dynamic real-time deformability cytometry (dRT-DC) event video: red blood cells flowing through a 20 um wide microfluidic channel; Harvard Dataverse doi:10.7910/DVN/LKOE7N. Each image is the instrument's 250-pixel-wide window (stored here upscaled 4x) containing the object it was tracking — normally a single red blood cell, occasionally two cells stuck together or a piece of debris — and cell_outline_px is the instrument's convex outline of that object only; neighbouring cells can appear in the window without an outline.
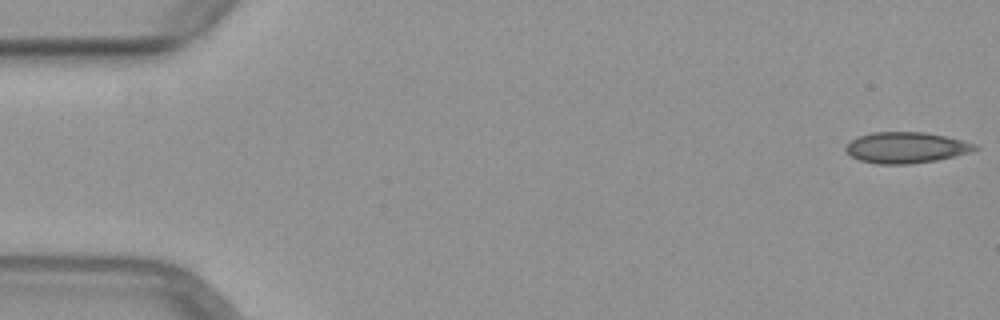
{"species": "common noctule bat (a hibernating species)", "species_latin": "Nyctalus noctula", "temperature_condition": "warm", "stored_images_in_passage": 50, "camera_frame_rate_fps": 3000, "um_per_image_px": 0.085, "animal": {"sex": "female", "body_mass_g": 29.2, "forearm_length_mm": 56.3}, "frame": {"image": 1, "passage_image": 1, "time_ms": 0.0, "image_size_px": [1000, 320], "cell_outline_px": [[980, 148], [968, 152], [936, 160], [908, 164], [876, 164], [860, 160], [852, 156], [844, 148], [852, 140], [860, 136], [872, 132], [924, 132], [944, 136], [976, 144]], "centroid_in_image_um": [77.0, 12.54], "position_along_channel_um": 8.0, "area_um2": 22.95}}
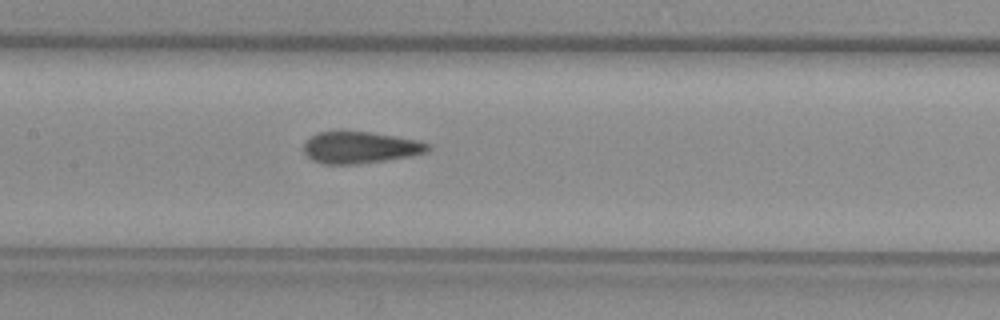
{"frame": {"image": 2, "passage_image": 24, "time_ms": 7.667, "image_size_px": [1000, 320], "cell_outline_px": [[432, 148], [428, 152], [412, 156], [356, 164], [320, 164], [312, 160], [304, 152], [304, 144], [312, 136], [320, 132], [368, 132], [396, 136], [420, 140], [432, 144]], "centroid_in_image_um": [30.69, 12.55], "position_along_channel_um": 176.7, "area_um2": 22.95}}
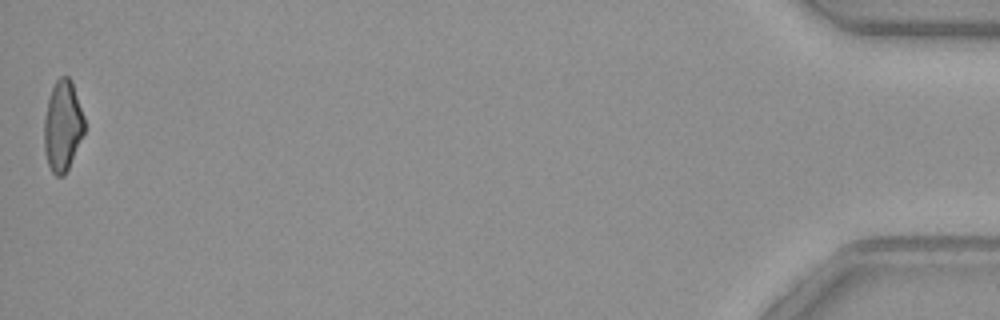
{"frame": {"image": 3, "passage_image": 50, "time_ms": 16.333, "image_size_px": [1000, 320], "cell_outline_px": [[84, 132], [68, 168], [64, 176], [56, 176], [52, 172], [48, 164], [44, 152], [44, 116], [48, 100], [52, 88], [56, 80], [60, 76], [68, 76], [72, 80], [84, 116]], "centroid_in_image_um": [5.31, 10.68], "position_along_channel_um": 429.9, "area_um2": 21.27}}